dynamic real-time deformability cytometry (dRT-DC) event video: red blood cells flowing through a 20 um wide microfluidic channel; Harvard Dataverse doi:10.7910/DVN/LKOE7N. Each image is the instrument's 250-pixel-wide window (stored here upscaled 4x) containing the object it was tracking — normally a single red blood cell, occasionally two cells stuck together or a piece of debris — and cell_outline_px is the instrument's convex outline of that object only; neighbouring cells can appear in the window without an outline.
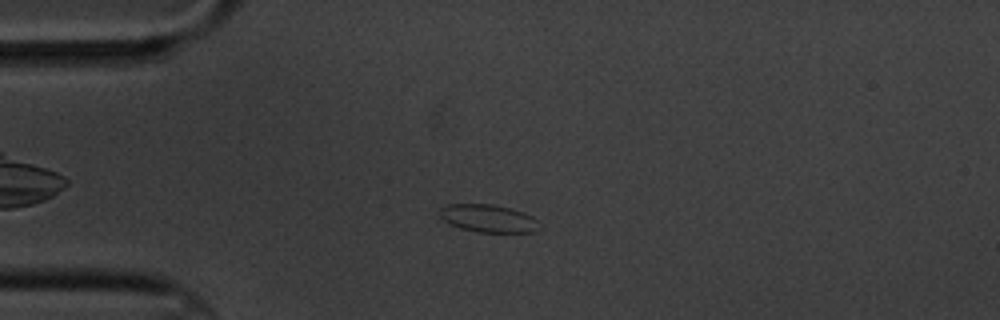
{"species": "common noctule bat (a hibernating species)", "species_latin": "Nyctalus noctula", "temperature_condition": "cold", "stored_images_in_passage": 4, "camera_frame_rate_fps": 3000, "um_per_image_px": 0.085, "animal": {"sex": "male", "body_mass_g": 20.1, "forearm_length_mm": 53.5}, "frame": {"image": 1, "passage_image": 3, "time_ms": 2.333, "image_size_px": [1000, 320], "cell_outline_px": [[540, 220], [536, 232], [476, 232], [460, 228], [444, 220], [440, 216], [440, 208], [448, 204], [492, 204], [508, 208], [532, 216]], "centroid_in_image_um": [41.51, 18.57], "position_along_channel_um": 43.5, "area_um2": 15.95}}